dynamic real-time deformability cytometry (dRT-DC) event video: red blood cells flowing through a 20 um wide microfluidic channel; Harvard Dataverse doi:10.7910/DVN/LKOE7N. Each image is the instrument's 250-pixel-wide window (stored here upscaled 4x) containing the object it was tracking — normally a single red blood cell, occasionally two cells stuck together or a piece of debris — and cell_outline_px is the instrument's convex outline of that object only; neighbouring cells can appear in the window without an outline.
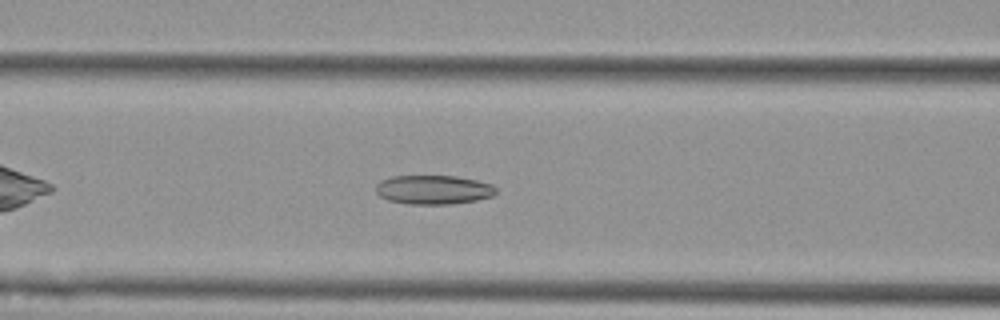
{"species": "Egyptian fruit bat (a non-hibernating species)", "species_latin": "Rousettus aegyptiacus", "temperature_condition": "cold", "stored_images_in_passage": 20, "camera_frame_rate_fps": 3000, "um_per_image_px": 0.085, "animal": {"sex": "female"}, "frame": {"image": 1, "passage_image": 11, "time_ms": 3.333, "image_size_px": [1000, 320], "cell_outline_px": [[496, 192], [492, 196], [476, 200], [452, 204], [408, 204], [388, 200], [380, 196], [376, 192], [376, 184], [380, 180], [392, 176], [456, 176], [476, 180], [492, 184], [496, 188]], "centroid_in_image_um": [36.83, 16.12], "position_along_channel_um": 129.8, "area_um2": 20.4}}
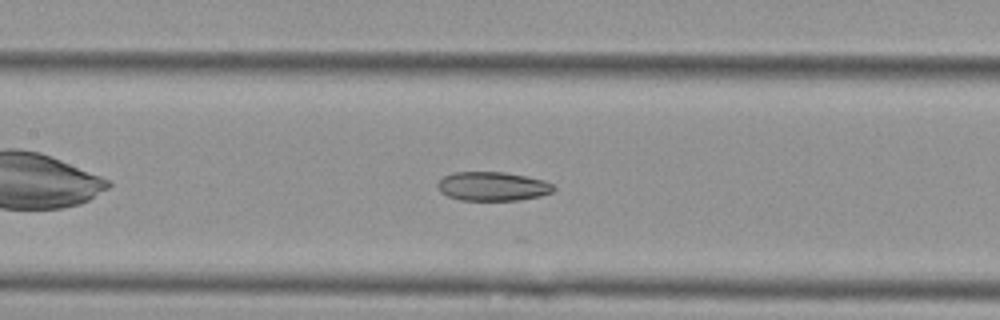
{"frame": {"image": 2, "passage_image": 14, "time_ms": 4.333, "image_size_px": [1000, 320], "cell_outline_px": [[556, 188], [552, 192], [540, 196], [516, 200], [460, 200], [448, 196], [440, 192], [436, 184], [444, 176], [452, 172], [504, 172], [528, 176], [544, 180], [552, 184]], "centroid_in_image_um": [41.87, 15.83], "position_along_channel_um": 165.5, "area_um2": 19.65}}
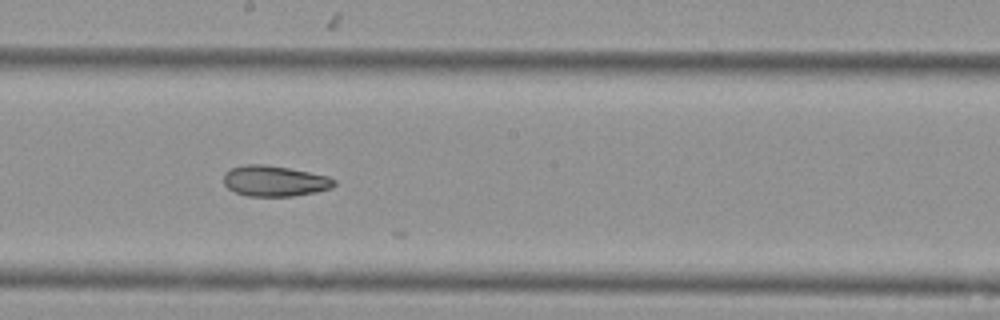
{"frame": {"image": 3, "passage_image": 19, "time_ms": 6.0, "image_size_px": [1000, 320], "cell_outline_px": [[336, 184], [332, 188], [316, 192], [292, 196], [248, 196], [236, 192], [228, 188], [224, 184], [224, 172], [232, 168], [244, 164], [264, 164], [288, 168], [328, 176], [336, 180]], "centroid_in_image_um": [23.34, 15.38], "position_along_channel_um": 224.9, "area_um2": 19.77}}